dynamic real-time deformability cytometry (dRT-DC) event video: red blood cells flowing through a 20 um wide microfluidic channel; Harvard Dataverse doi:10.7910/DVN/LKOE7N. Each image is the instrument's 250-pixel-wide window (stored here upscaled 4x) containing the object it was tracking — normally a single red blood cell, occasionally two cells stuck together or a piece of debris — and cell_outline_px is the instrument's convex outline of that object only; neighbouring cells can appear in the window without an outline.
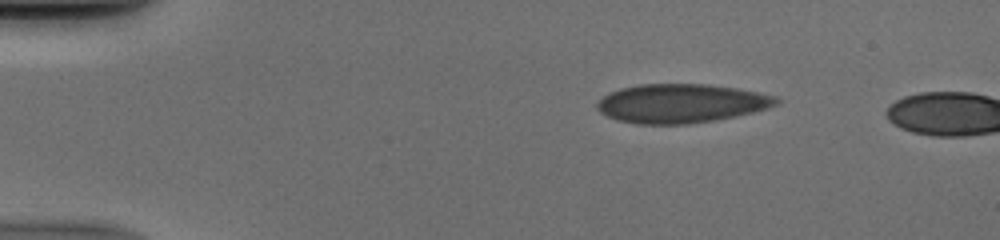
{"species": "human", "species_latin": "Homo sapiens", "temperature_condition": "cold", "stored_images_in_passage": 4, "camera_frame_rate_fps": 3000, "um_per_image_px": 0.085, "donor": {"sex": "male"}, "frame": {"image": 1, "passage_image": 1, "time_ms": 0.0, "image_size_px": [1000, 240], "cell_outline_px": [[780, 100], [776, 104], [752, 112], [736, 116], [688, 124], [636, 124], [620, 120], [608, 116], [600, 112], [596, 108], [596, 104], [604, 96], [612, 92], [624, 88], [640, 84], [704, 84], [736, 88], [756, 92], [772, 96]], "centroid_in_image_um": [57.86, 8.79], "position_along_channel_um": 27.1, "area_um2": 39.94}}